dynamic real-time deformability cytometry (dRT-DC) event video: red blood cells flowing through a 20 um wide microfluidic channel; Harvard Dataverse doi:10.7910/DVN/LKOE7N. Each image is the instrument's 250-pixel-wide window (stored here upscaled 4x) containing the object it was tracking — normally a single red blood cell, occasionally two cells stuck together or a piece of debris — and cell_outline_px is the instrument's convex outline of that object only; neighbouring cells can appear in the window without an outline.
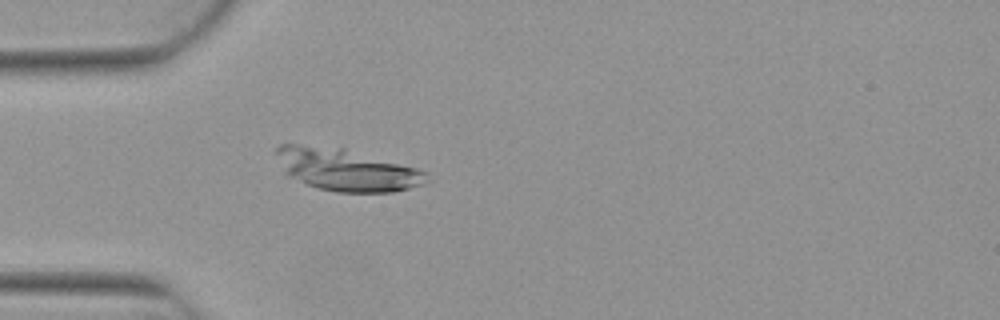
{"species": "Egyptian fruit bat (a non-hibernating species)", "species_latin": "Rousettus aegyptiacus", "temperature_condition": "warm", "stored_images_in_passage": 5, "camera_frame_rate_fps": 3000, "um_per_image_px": 0.085, "animal": {"sex": "female"}, "frame": {"image": 1, "passage_image": 5, "time_ms": 1.333, "image_size_px": [1000, 320], "cell_outline_px": [[432, 180], [424, 184], [392, 192], [336, 192], [320, 188], [308, 184], [288, 176], [284, 172], [276, 152], [276, 148], [280, 144], [296, 144], [344, 148], [416, 168], [428, 172]], "centroid_in_image_um": [29.49, 14.43], "position_along_channel_um": 55.5, "area_um2": 36.65}}